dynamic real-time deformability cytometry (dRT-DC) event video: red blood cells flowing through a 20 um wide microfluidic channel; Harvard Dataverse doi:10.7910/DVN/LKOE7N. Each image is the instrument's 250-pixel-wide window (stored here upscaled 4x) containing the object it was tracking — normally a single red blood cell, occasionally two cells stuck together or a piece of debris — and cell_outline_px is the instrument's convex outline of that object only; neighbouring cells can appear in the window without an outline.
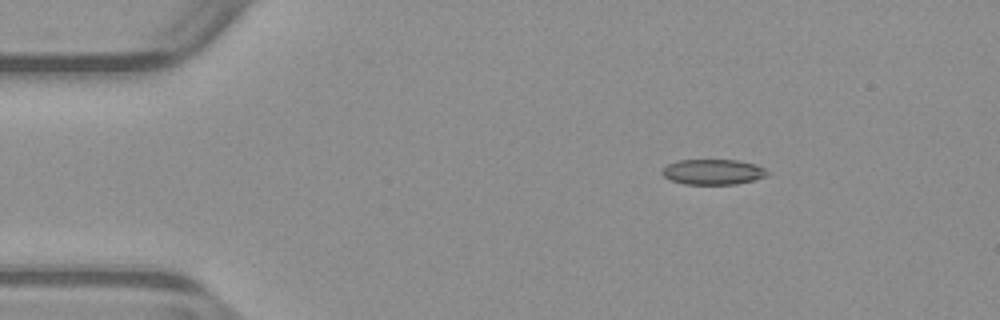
{"species": "common noctule bat (a hibernating species)", "species_latin": "Nyctalus noctula", "temperature_condition": "warm", "stored_images_in_passage": 45, "camera_frame_rate_fps": 3000, "um_per_image_px": 0.085, "animal": {"sex": "male", "body_mass_g": 23.1, "forearm_length_mm": 52.7}, "frame": {"image": 1, "passage_image": 1, "time_ms": 0.0, "image_size_px": [1000, 320], "cell_outline_px": [[768, 176], [736, 184], [684, 184], [672, 180], [664, 176], [660, 172], [668, 164], [680, 160], [736, 160], [756, 164], [764, 168], [768, 172]], "centroid_in_image_um": [60.62, 14.61], "position_along_channel_um": 24.4, "area_um2": 15.43}}
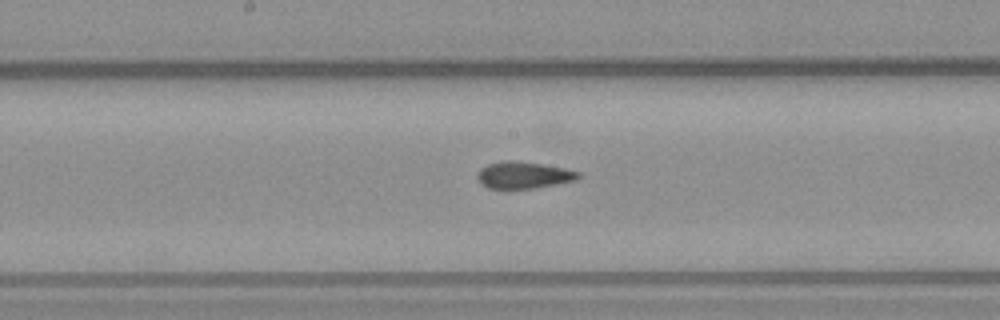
{"frame": {"image": 2, "passage_image": 20, "time_ms": 6.333, "image_size_px": [1000, 320], "cell_outline_px": [[580, 176], [576, 180], [556, 184], [532, 188], [488, 188], [476, 176], [480, 168], [488, 164], [500, 160], [516, 160], [564, 168], [580, 172]], "centroid_in_image_um": [44.5, 14.86], "position_along_channel_um": 203.7, "area_um2": 15.61}}
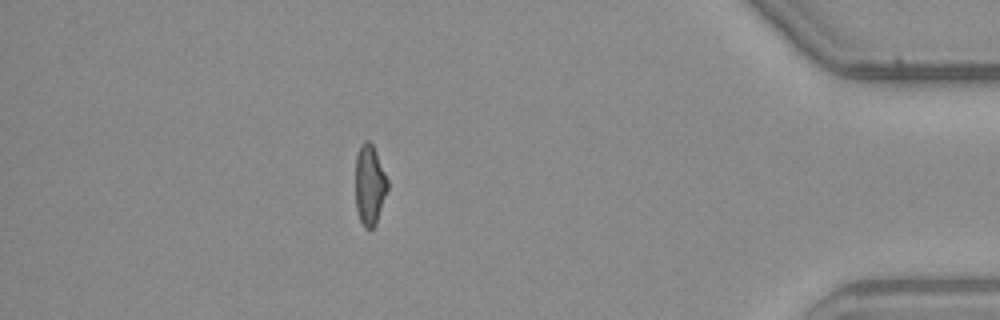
{"frame": {"image": 3, "passage_image": 39, "time_ms": 12.667, "image_size_px": [1000, 320], "cell_outline_px": [[388, 188], [376, 224], [372, 228], [364, 228], [360, 220], [356, 208], [356, 156], [360, 144], [364, 140], [368, 140], [372, 144], [376, 152], [388, 180]], "centroid_in_image_um": [31.42, 15.71], "position_along_channel_um": 403.8, "area_um2": 14.97}, "authors_computed_cell_mechanics": {"area_um2": 15.8372, "velocity_mm_per_s": 3.9512, "shape_relaxation_time_tau1_ms": null, "shape_relaxation_time_tau2_ms": 2.1276, "deformation_change_tau1": null, "deformation_change_tau2": 0.0955}}